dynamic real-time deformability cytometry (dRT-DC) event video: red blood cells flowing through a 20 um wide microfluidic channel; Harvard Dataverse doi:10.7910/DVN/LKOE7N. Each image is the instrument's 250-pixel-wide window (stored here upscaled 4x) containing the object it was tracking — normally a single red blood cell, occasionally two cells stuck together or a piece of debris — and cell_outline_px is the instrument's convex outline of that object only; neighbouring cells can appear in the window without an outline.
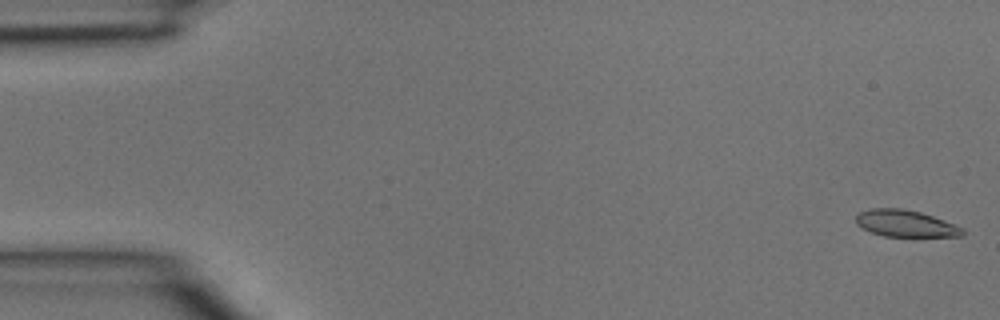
{"species": "common noctule bat (a hibernating species)", "species_latin": "Nyctalus noctula", "temperature_condition": "room temperature", "stored_images_in_passage": 5, "camera_frame_rate_fps": 3000, "um_per_image_px": 0.085, "animal": {"sex": "male", "body_mass_g": 15.6}, "frame": {"image": 1, "passage_image": 1, "time_ms": 0.0, "image_size_px": [1000, 320], "cell_outline_px": [[964, 236], [884, 236], [860, 228], [856, 224], [856, 216], [860, 212], [872, 208], [904, 208], [920, 212], [932, 216], [964, 228]], "centroid_in_image_um": [76.94, 18.99], "position_along_channel_um": 8.1, "area_um2": 16.53}}
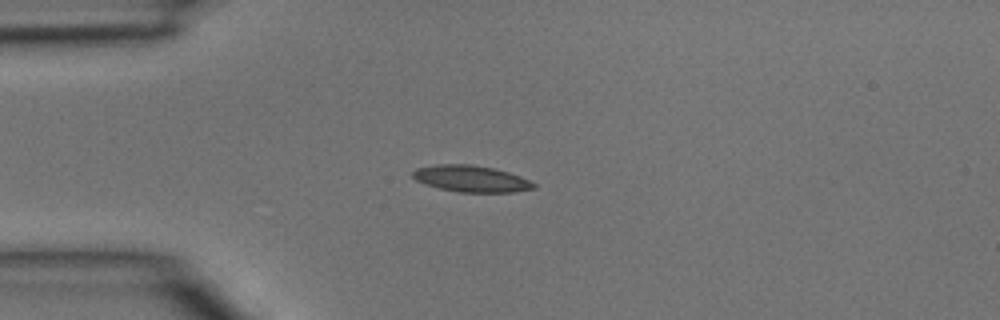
{"frame": {"image": 2, "passage_image": 4, "time_ms": 1.0, "image_size_px": [1000, 320], "cell_outline_px": [[536, 188], [512, 192], [460, 192], [440, 188], [424, 184], [416, 180], [412, 176], [412, 172], [416, 168], [436, 164], [468, 164], [492, 168], [508, 172], [520, 176], [536, 184]], "centroid_in_image_um": [40.02, 15.19], "position_along_channel_um": 45.0, "area_um2": 18.55}}